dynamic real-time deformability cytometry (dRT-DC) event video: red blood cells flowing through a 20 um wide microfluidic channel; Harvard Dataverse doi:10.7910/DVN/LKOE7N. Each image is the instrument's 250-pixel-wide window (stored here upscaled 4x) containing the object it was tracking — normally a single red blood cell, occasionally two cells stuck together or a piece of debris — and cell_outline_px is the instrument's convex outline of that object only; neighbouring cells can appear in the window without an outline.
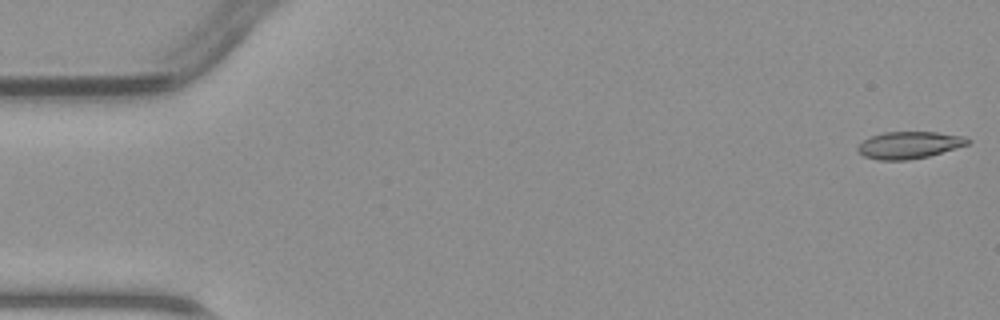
{"species": "common noctule bat (a hibernating species)", "species_latin": "Nyctalus noctula", "temperature_condition": "warm", "stored_images_in_passage": 47, "camera_frame_rate_fps": 3000, "um_per_image_px": 0.085, "animal": {"sex": "male", "body_mass_g": 23.1, "forearm_length_mm": 52.7}, "frame": {"image": 1, "passage_image": 1, "time_ms": 0.0, "image_size_px": [1000, 320], "cell_outline_px": [[972, 140], [968, 144], [928, 156], [908, 160], [876, 160], [864, 156], [856, 148], [864, 140], [872, 136], [884, 132], [936, 132], [964, 136]], "centroid_in_image_um": [77.28, 12.33], "position_along_channel_um": 7.7, "area_um2": 17.17}}
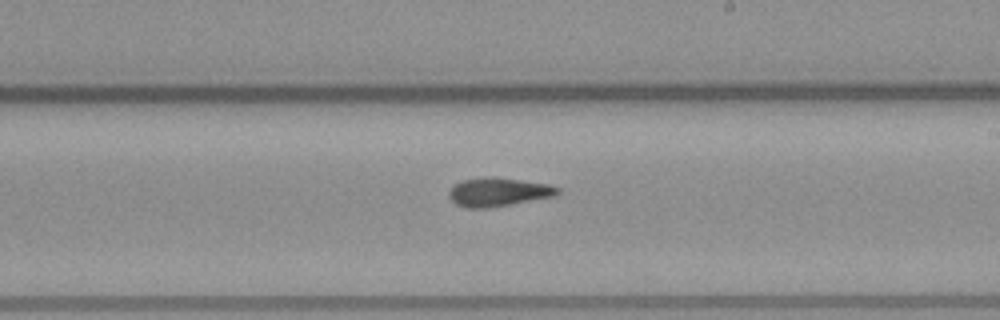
{"frame": {"image": 2, "passage_image": 27, "time_ms": 8.667, "image_size_px": [1000, 320], "cell_outline_px": [[560, 192], [556, 196], [488, 208], [468, 208], [456, 204], [448, 196], [448, 192], [460, 180], [492, 176], [548, 184], [560, 188]], "centroid_in_image_um": [42.36, 16.32], "position_along_channel_um": 246.6, "area_um2": 18.09}}
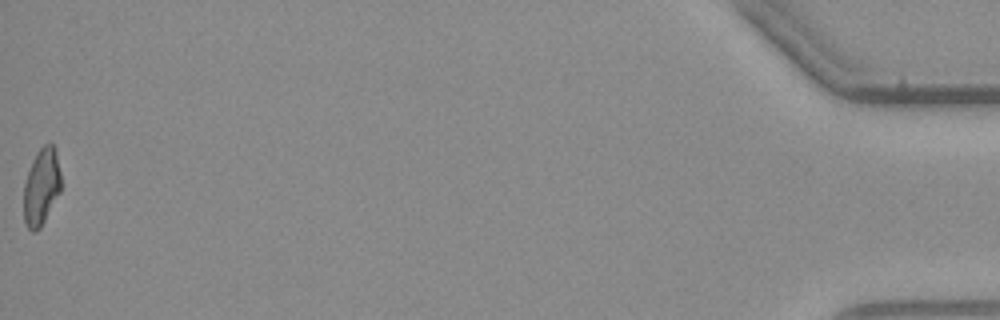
{"frame": {"image": 3, "passage_image": 47, "time_ms": 15.333, "image_size_px": [1000, 320], "cell_outline_px": [[60, 192], [40, 228], [36, 232], [32, 232], [28, 228], [24, 220], [24, 184], [32, 160], [36, 152], [44, 144], [52, 144], [56, 148], [60, 172]], "centroid_in_image_um": [3.52, 15.86], "position_along_channel_um": 431.7, "area_um2": 16.65}}